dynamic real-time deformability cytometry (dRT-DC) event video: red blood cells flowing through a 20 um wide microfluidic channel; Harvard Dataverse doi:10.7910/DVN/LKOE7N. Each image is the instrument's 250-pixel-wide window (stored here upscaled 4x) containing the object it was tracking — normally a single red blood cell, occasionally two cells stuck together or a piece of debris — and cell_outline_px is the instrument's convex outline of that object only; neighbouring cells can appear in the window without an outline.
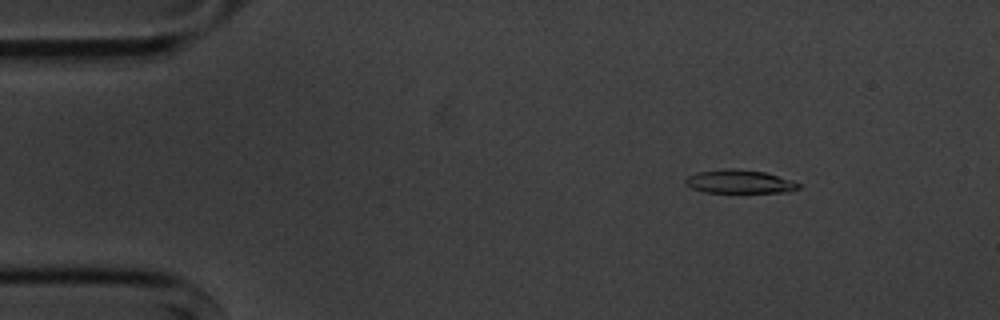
{"species": "common noctule bat (a hibernating species)", "species_latin": "Nyctalus noctula", "temperature_condition": "cold", "stored_images_in_passage": 5, "camera_frame_rate_fps": 3000, "um_per_image_px": 0.085, "animal": {"sex": "male", "body_mass_g": 20.1, "forearm_length_mm": 53.5}, "frame": {"image": 1, "passage_image": 2, "time_ms": 1.333, "image_size_px": [1000, 320], "cell_outline_px": [[800, 188], [788, 192], [704, 192], [692, 188], [684, 184], [684, 180], [688, 176], [700, 172], [732, 168], [764, 172], [792, 180], [800, 184]], "centroid_in_image_um": [62.86, 15.45], "position_along_channel_um": 22.1, "area_um2": 15.26}}
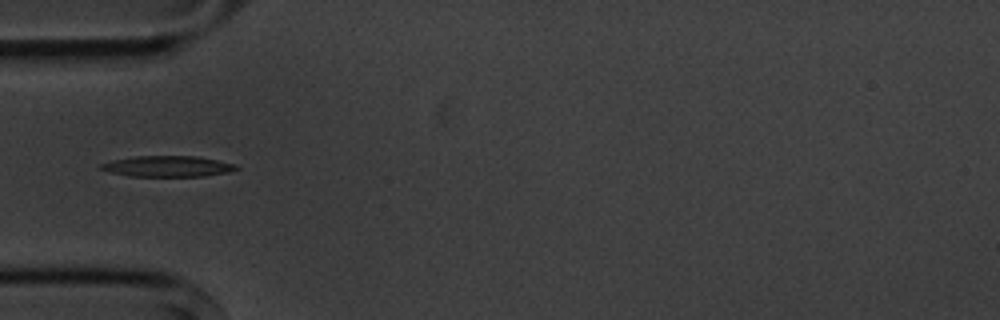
{"frame": {"image": 2, "passage_image": 5, "time_ms": 4.667, "image_size_px": [1000, 320], "cell_outline_px": [[240, 168], [228, 172], [204, 176], [128, 176], [112, 172], [100, 168], [100, 164], [112, 160], [136, 156], [196, 156], [236, 164]], "centroid_in_image_um": [14.27, 14.13], "position_along_channel_um": 70.7, "area_um2": 16.3}}